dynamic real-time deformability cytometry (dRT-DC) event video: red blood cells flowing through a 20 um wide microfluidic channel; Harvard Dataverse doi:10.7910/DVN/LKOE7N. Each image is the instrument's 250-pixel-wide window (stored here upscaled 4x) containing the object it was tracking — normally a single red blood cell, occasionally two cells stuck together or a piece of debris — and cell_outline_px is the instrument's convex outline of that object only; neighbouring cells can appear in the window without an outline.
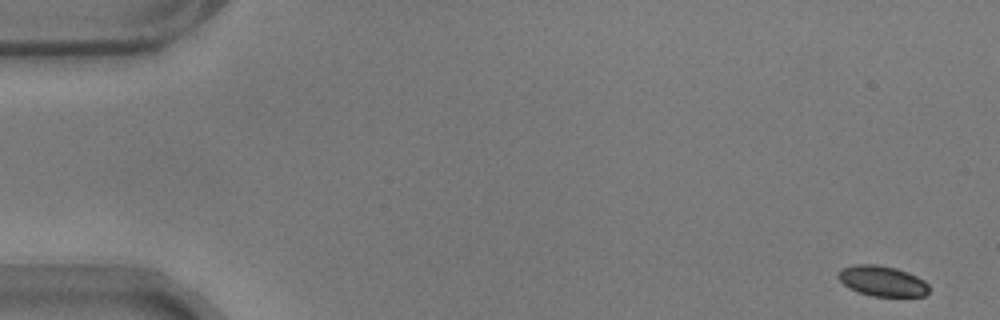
{"species": "common noctule bat (a hibernating species)", "species_latin": "Nyctalus noctula", "temperature_condition": "warm", "stored_images_in_passage": 12, "camera_frame_rate_fps": 3000, "um_per_image_px": 0.085, "animal": {"sex": "male", "body_mass_g": 17.9}, "frame": {"image": 1, "passage_image": 1, "time_ms": 0.0, "image_size_px": [1000, 320], "cell_outline_px": [[928, 292], [924, 296], [872, 296], [848, 288], [836, 276], [844, 268], [856, 264], [876, 264], [896, 268], [908, 272], [924, 280], [928, 284]], "centroid_in_image_um": [75.0, 23.88], "position_along_channel_um": 10.0, "area_um2": 15.95}}